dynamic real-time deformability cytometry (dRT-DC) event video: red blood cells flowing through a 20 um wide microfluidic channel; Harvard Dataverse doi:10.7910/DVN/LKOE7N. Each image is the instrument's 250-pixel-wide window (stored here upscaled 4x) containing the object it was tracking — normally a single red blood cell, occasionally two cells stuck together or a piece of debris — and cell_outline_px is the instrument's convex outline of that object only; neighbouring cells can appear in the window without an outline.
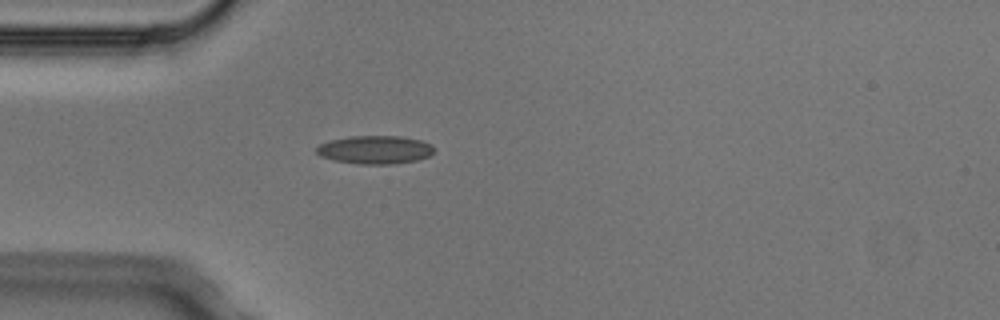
{"species": "Egyptian fruit bat (a non-hibernating species)", "species_latin": "Rousettus aegyptiacus", "temperature_condition": "cold", "stored_images_in_passage": 1, "camera_frame_rate_fps": 3000, "um_per_image_px": 0.085, "animal": {"sex": "male"}, "frame": {"image": 1, "passage_image": 1, "time_ms": 0.0, "image_size_px": [1000, 320], "cell_outline_px": [[432, 152], [428, 156], [416, 160], [392, 164], [360, 164], [332, 160], [320, 156], [316, 152], [316, 148], [320, 144], [328, 140], [348, 136], [400, 136], [420, 140], [432, 144]], "centroid_in_image_um": [31.82, 12.72], "position_along_channel_um": 53.2, "area_um2": 19.36}}